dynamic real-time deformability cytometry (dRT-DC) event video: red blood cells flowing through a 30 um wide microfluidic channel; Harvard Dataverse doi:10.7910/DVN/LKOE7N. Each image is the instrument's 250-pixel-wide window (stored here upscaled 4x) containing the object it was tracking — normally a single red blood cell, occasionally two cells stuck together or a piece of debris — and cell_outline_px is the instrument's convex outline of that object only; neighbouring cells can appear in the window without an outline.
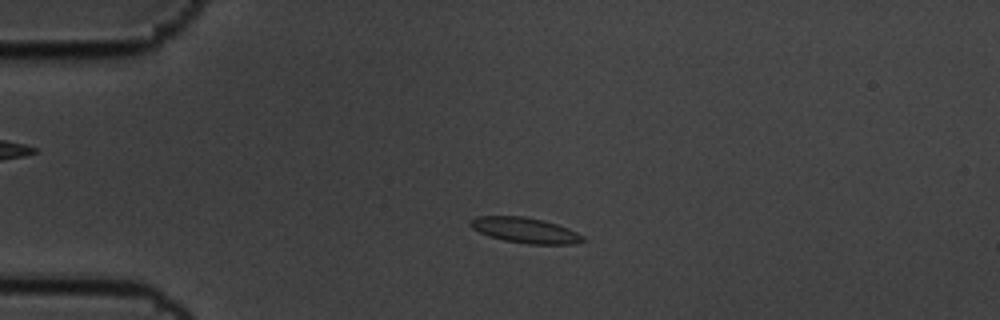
{"species": "common noctule bat (a hibernating species)", "species_latin": "Nyctalus noctula", "temperature_condition": "cold", "stored_images_in_passage": 5, "camera_frame_rate_fps": 3000, "um_per_image_px": 0.085, "animal": {"sex": "male", "body_mass_g": 19.5, "forearm_length_mm": 54.6}, "frame": {"image": 1, "passage_image": 3, "time_ms": 0.667, "image_size_px": [1000, 320], "cell_outline_px": [[588, 240], [572, 244], [528, 244], [504, 240], [488, 236], [472, 228], [468, 224], [468, 220], [476, 216], [524, 216], [544, 220], [568, 228], [584, 236]], "centroid_in_image_um": [44.62, 19.56], "position_along_channel_um": 40.4, "area_um2": 16.82}}
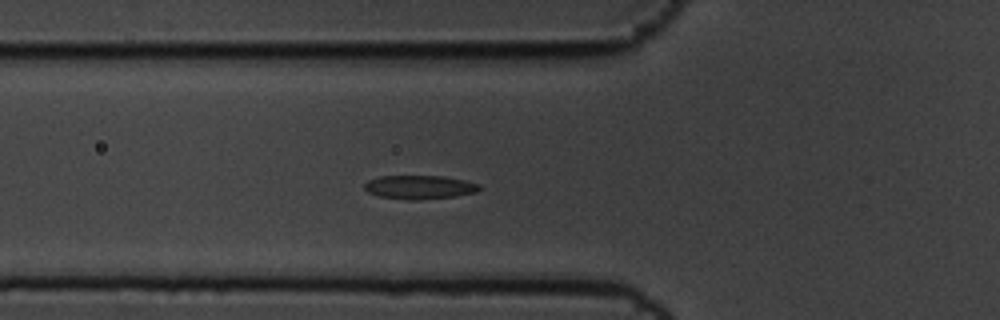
{"frame": {"image": 2, "passage_image": 5, "time_ms": 1.333, "image_size_px": [1000, 320], "cell_outline_px": [[480, 188], [476, 192], [456, 196], [416, 200], [408, 200], [380, 196], [368, 192], [364, 188], [364, 184], [368, 180], [380, 176], [444, 176], [464, 180], [480, 184]], "centroid_in_image_um": [35.66, 15.9], "position_along_channel_um": 90.1, "area_um2": 15.84}}